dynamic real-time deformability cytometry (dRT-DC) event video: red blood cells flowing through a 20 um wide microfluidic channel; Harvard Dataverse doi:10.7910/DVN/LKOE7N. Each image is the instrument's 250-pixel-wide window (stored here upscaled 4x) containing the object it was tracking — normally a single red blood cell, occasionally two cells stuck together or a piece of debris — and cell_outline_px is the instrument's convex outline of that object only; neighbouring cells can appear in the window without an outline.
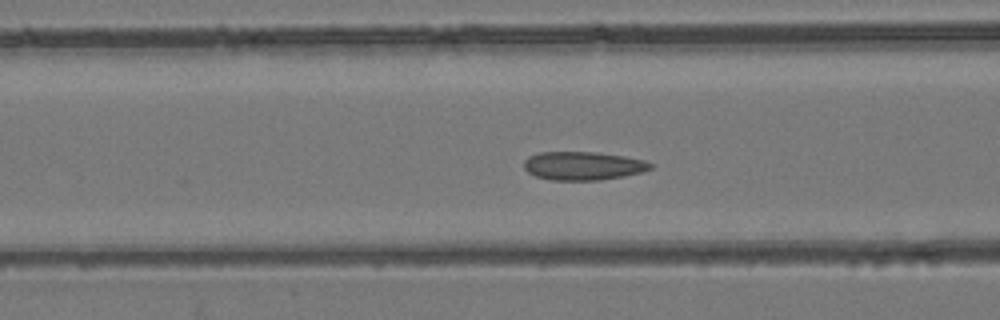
{"species": "common noctule bat (a hibernating species)", "species_latin": "Nyctalus noctula", "temperature_condition": "room temperature", "stored_images_in_passage": 53, "camera_frame_rate_fps": 3000, "um_per_image_px": 0.085, "animal": {"sex": "female", "body_mass_g": 24.6, "forearm_length_mm": 56.2}, "frame": {"image": 1, "passage_image": 21, "time_ms": 6.667, "image_size_px": [1000, 320], "cell_outline_px": [[652, 168], [640, 172], [624, 176], [600, 180], [552, 180], [536, 176], [528, 172], [524, 168], [524, 160], [528, 156], [540, 152], [596, 152], [624, 156], [644, 160], [652, 164]], "centroid_in_image_um": [49.54, 14.09], "position_along_channel_um": 117.1, "area_um2": 20.92}}
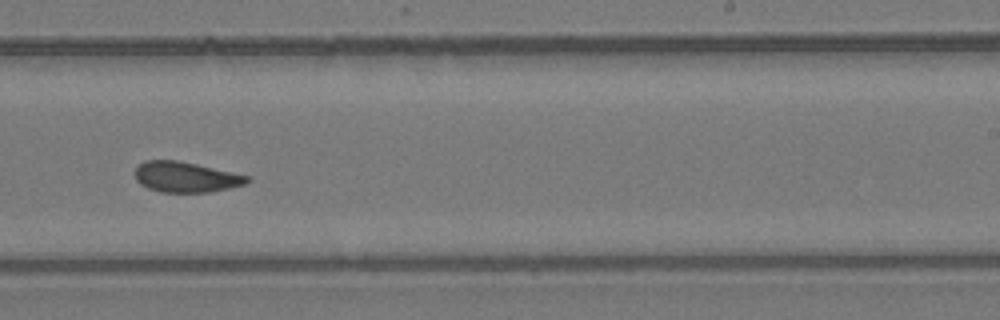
{"frame": {"image": 2, "passage_image": 33, "time_ms": 10.667, "image_size_px": [1000, 320], "cell_outline_px": [[252, 180], [244, 184], [228, 188], [208, 192], [160, 192], [148, 188], [140, 184], [136, 180], [136, 168], [144, 160], [176, 160], [196, 164], [248, 176]], "centroid_in_image_um": [15.76, 15.05], "position_along_channel_um": 273.2, "area_um2": 19.65}}
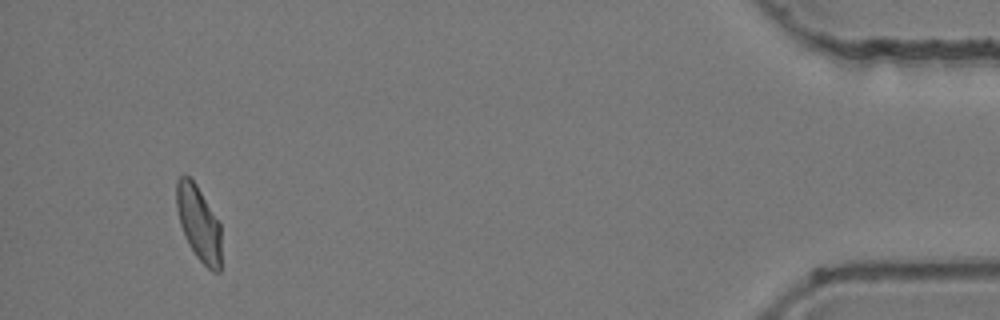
{"frame": {"image": 3, "passage_image": 50, "time_ms": 16.333, "image_size_px": [1000, 320], "cell_outline_px": [[220, 272], [212, 272], [196, 256], [180, 224], [176, 208], [176, 180], [184, 172], [196, 184], [220, 224]], "centroid_in_image_um": [16.87, 18.93], "position_along_channel_um": 418.3, "area_um2": 19.25}, "authors_computed_cell_mechanics": {"area_um2": 20.6346, "velocity_mm_per_s": 3.9028, "shape_relaxation_time_tau1_ms": null, "shape_relaxation_time_tau2_ms": 1.9386, "deformation_change_tau1": null, "deformation_change_tau2": 0.0646}}